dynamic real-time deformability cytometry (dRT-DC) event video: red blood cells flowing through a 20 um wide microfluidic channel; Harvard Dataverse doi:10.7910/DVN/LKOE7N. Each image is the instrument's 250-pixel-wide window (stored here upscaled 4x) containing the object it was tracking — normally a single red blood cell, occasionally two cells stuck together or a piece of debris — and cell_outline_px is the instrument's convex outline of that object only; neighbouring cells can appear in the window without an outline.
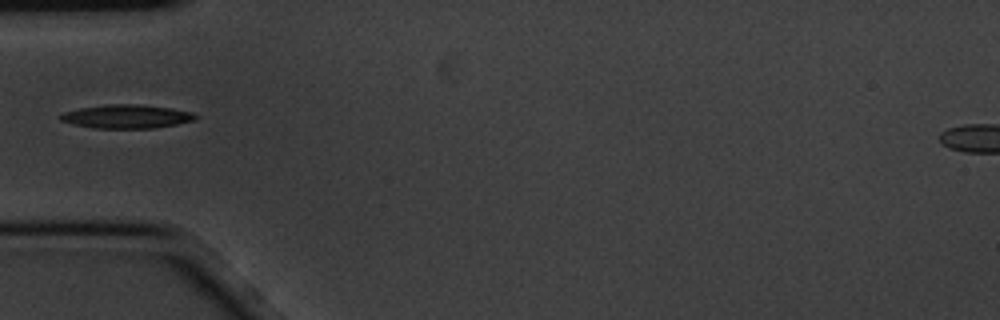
{"species": "common noctule bat (a hibernating species)", "species_latin": "Nyctalus noctula", "temperature_condition": "cold", "stored_images_in_passage": 8, "camera_frame_rate_fps": 3000, "um_per_image_px": 0.085, "animal": {"sex": "male", "body_mass_g": 20.1, "forearm_length_mm": 53.5}, "frame": {"image": 1, "passage_image": 6, "time_ms": 1.667, "image_size_px": [1000, 320], "cell_outline_px": [[200, 116], [196, 120], [176, 124], [152, 128], [92, 128], [72, 124], [60, 120], [60, 116], [64, 112], [80, 108], [104, 104], [140, 104], [172, 108], [192, 112]], "centroid_in_image_um": [10.79, 9.89], "position_along_channel_um": 74.2, "area_um2": 18.73}}
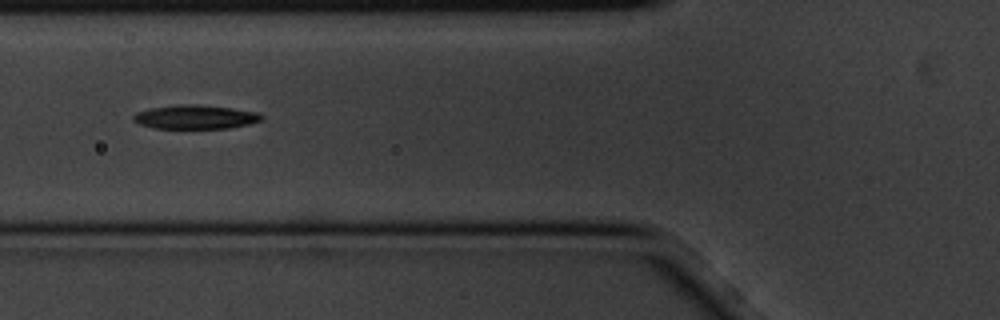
{"frame": {"image": 2, "passage_image": 7, "time_ms": 2.0, "image_size_px": [1000, 320], "cell_outline_px": [[264, 120], [248, 124], [228, 128], [152, 128], [140, 124], [132, 120], [132, 116], [136, 112], [152, 108], [176, 104], [200, 104], [232, 108], [260, 112], [264, 116]], "centroid_in_image_um": [16.63, 9.93], "position_along_channel_um": 109.2, "area_um2": 18.09}}
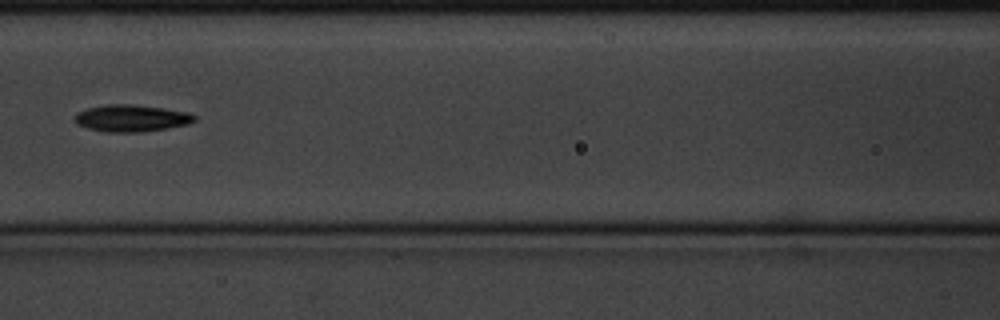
{"frame": {"image": 3, "passage_image": 8, "time_ms": 2.333, "image_size_px": [1000, 320], "cell_outline_px": [[196, 120], [188, 124], [168, 128], [140, 132], [104, 132], [88, 128], [76, 124], [76, 112], [88, 108], [104, 104], [132, 104], [164, 108], [188, 112], [196, 116]], "centroid_in_image_um": [11.17, 10.04], "position_along_channel_um": 155.4, "area_um2": 18.84}}